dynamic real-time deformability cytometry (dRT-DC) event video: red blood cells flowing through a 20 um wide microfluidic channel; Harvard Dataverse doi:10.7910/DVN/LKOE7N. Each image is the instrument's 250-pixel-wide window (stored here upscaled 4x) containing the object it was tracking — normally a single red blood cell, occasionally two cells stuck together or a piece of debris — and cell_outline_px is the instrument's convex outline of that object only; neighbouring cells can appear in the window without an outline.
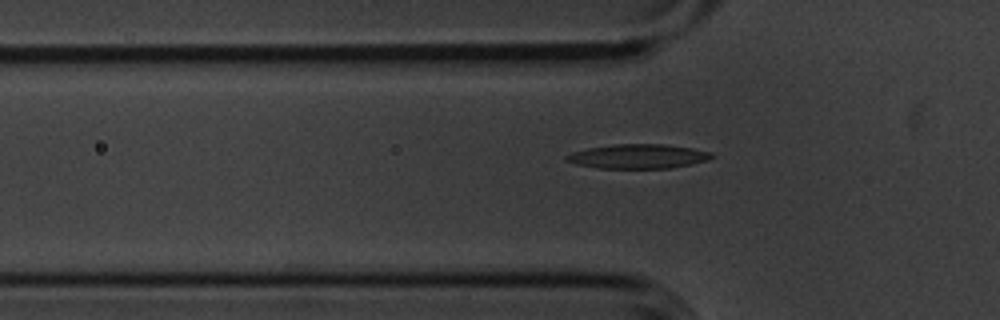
{"species": "common noctule bat (a hibernating species)", "species_latin": "Nyctalus noctula", "temperature_condition": "cold", "stored_images_in_passage": 39, "camera_frame_rate_fps": 3000, "um_per_image_px": 0.085, "animal": {"sex": "male", "body_mass_g": 20.1, "forearm_length_mm": 53.5}, "frame": {"image": 1, "passage_image": 2, "time_ms": 0.333, "image_size_px": [1000, 320], "cell_outline_px": [[716, 156], [708, 160], [692, 164], [672, 168], [596, 168], [576, 164], [564, 160], [564, 156], [572, 152], [588, 148], [616, 144], [664, 144], [692, 148], [712, 152]], "centroid_in_image_um": [54.25, 13.29], "position_along_channel_um": 71.5, "area_um2": 20.75}}
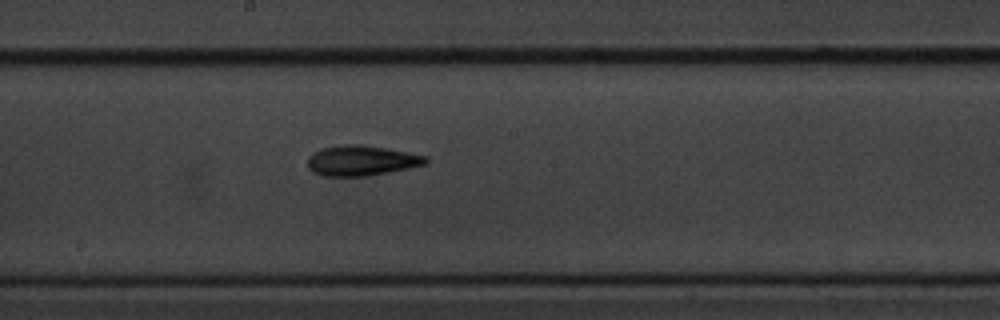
{"frame": {"image": 2, "passage_image": 14, "time_ms": 4.333, "image_size_px": [1000, 320], "cell_outline_px": [[428, 164], [388, 172], [364, 176], [324, 176], [312, 172], [308, 168], [308, 156], [320, 148], [344, 144], [364, 144], [408, 152], [428, 156]], "centroid_in_image_um": [30.72, 13.64], "position_along_channel_um": 217.5, "area_um2": 20.98}}
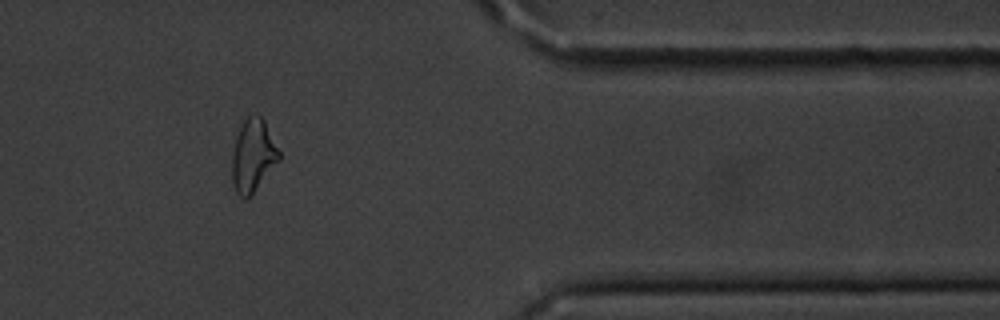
{"frame": {"image": 3, "passage_image": 30, "time_ms": 9.667, "image_size_px": [1000, 320], "cell_outline_px": [[280, 160], [252, 192], [244, 200], [236, 192], [232, 184], [232, 152], [236, 136], [244, 120], [248, 116], [260, 116], [264, 120], [280, 152]], "centroid_in_image_um": [21.49, 13.22], "position_along_channel_um": 389.9, "area_um2": 19.54}, "authors_computed_cell_mechanics": {"area_um2": 19.5942, "velocity_mm_per_s": 3.623, "shape_relaxation_time_tau1_ms": 5.5322, "shape_relaxation_time_tau2_ms": 10.5847, "deformation_change_tau1": 0.1732, "deformation_change_tau2": 0.2342}}